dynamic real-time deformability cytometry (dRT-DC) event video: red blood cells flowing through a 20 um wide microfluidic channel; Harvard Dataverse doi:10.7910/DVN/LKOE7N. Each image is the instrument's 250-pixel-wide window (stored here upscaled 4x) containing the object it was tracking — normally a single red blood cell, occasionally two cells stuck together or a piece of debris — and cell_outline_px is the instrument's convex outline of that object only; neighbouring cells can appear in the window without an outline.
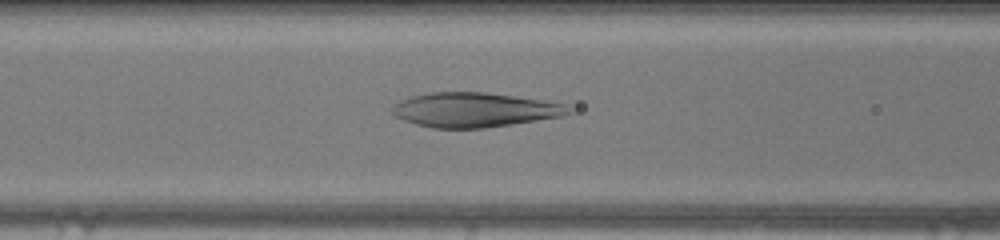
{"species": "human", "species_latin": "Homo sapiens", "temperature_condition": "warm", "stored_images_in_passage": 31, "camera_frame_rate_fps": 3000, "um_per_image_px": 0.085, "donor": {"sex": "female"}, "frame": {"image": 1, "passage_image": 10, "time_ms": 3.0, "image_size_px": [1000, 240], "cell_outline_px": [[576, 112], [564, 116], [512, 124], [484, 128], [432, 128], [416, 124], [404, 120], [396, 116], [392, 112], [392, 108], [400, 100], [412, 96], [428, 92], [484, 92], [540, 100], [564, 104]], "centroid_in_image_um": [40.34, 9.34], "position_along_channel_um": 126.3, "area_um2": 35.32}}
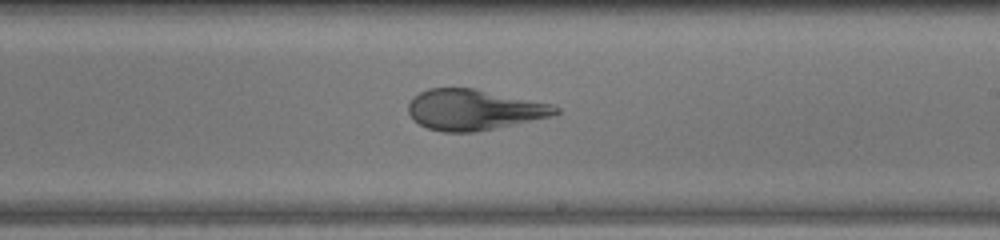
{"frame": {"image": 2, "passage_image": 19, "time_ms": 6.0, "image_size_px": [1000, 240], "cell_outline_px": [[560, 112], [552, 116], [476, 132], [444, 132], [428, 128], [420, 124], [408, 112], [408, 104], [412, 96], [428, 88], [472, 88], [552, 104], [560, 108]], "centroid_in_image_um": [40.27, 9.32], "position_along_channel_um": 248.7, "area_um2": 34.62}}
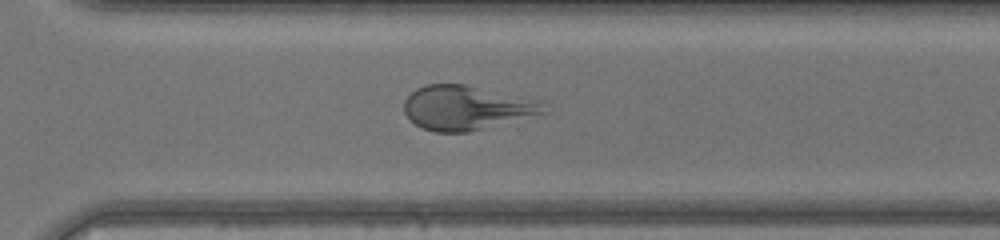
{"frame": {"image": 3, "passage_image": 25, "time_ms": 8.0, "image_size_px": [1000, 240], "cell_outline_px": [[548, 112], [468, 132], [436, 132], [424, 128], [416, 124], [404, 112], [404, 100], [416, 88], [428, 84], [464, 84], [544, 100]], "centroid_in_image_um": [39.71, 9.14], "position_along_channel_um": 330.9, "area_um2": 36.13}}